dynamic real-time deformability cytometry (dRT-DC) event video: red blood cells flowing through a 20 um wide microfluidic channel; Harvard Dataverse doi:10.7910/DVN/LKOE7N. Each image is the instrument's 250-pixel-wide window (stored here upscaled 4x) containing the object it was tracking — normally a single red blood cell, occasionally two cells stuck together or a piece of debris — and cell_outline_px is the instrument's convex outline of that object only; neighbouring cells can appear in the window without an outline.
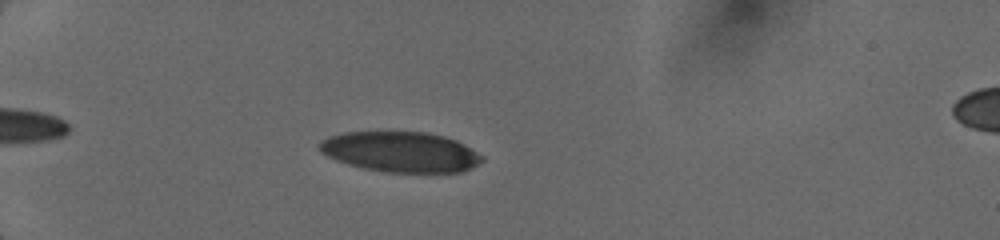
{"species": "human", "species_latin": "Homo sapiens", "temperature_condition": "cold", "stored_images_in_passage": 54, "camera_frame_rate_fps": 3000, "um_per_image_px": 0.085, "donor": {"sex": "female"}, "frame": {"image": 1, "passage_image": 19, "time_ms": 3.0, "image_size_px": [1000, 240], "cell_outline_px": [[484, 160], [460, 172], [388, 172], [364, 168], [348, 164], [336, 160], [320, 152], [316, 144], [320, 140], [328, 136], [344, 132], [428, 132], [444, 136], [456, 140], [464, 144], [484, 156]], "centroid_in_image_um": [34.01, 12.9], "position_along_channel_um": 51.0, "area_um2": 38.26}}
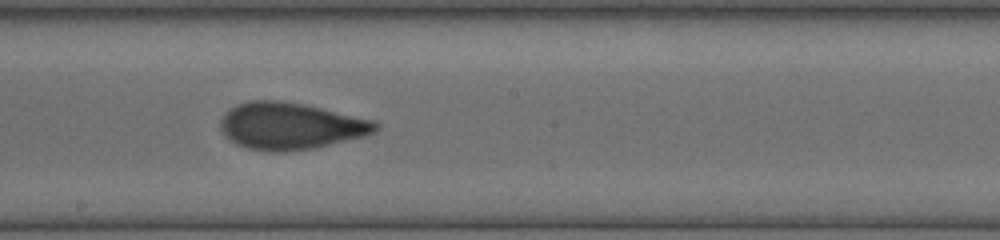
{"frame": {"image": 2, "passage_image": 39, "time_ms": 8.0, "image_size_px": [1000, 240], "cell_outline_px": [[380, 128], [376, 132], [364, 136], [316, 148], [284, 152], [268, 152], [248, 148], [236, 144], [228, 140], [220, 132], [220, 120], [224, 112], [228, 108], [236, 104], [248, 100], [284, 100], [304, 104], [376, 120], [380, 124]], "centroid_in_image_um": [24.67, 10.7], "position_along_channel_um": 223.5, "area_um2": 43.23}}
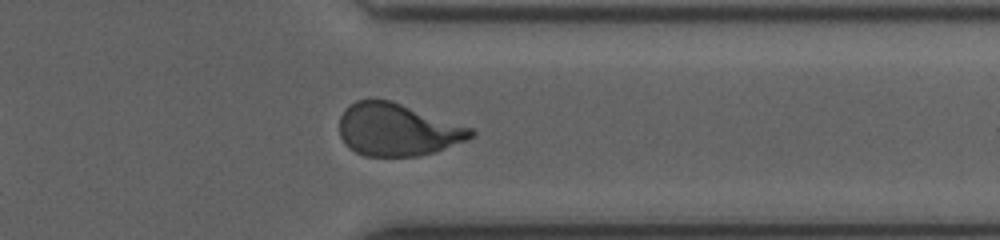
{"frame": {"image": 3, "passage_image": 53, "time_ms": 11.667, "image_size_px": [1000, 240], "cell_outline_px": [[476, 132], [468, 140], [436, 152], [420, 156], [364, 156], [348, 148], [344, 144], [340, 136], [340, 116], [348, 104], [356, 100], [392, 100], [472, 128]], "centroid_in_image_um": [33.78, 11.03], "position_along_channel_um": 377.6, "area_um2": 40.46}}